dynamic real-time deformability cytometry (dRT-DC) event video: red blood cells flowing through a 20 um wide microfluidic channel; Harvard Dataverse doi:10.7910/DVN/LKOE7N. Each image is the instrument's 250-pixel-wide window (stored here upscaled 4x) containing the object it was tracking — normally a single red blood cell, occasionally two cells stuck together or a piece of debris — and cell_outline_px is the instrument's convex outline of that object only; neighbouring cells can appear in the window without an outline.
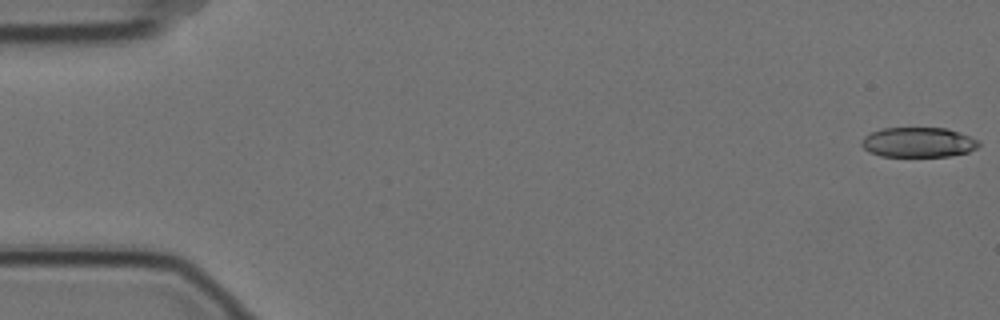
{"species": "Egyptian fruit bat (a non-hibernating species)", "species_latin": "Rousettus aegyptiacus", "temperature_condition": "cold", "stored_images_in_passage": 6, "camera_frame_rate_fps": 3000, "um_per_image_px": 0.085, "animal": {"sex": "female"}, "frame": {"image": 1, "passage_image": 1, "time_ms": 0.0, "image_size_px": [1000, 320], "cell_outline_px": [[980, 144], [976, 148], [968, 152], [948, 156], [880, 156], [868, 152], [860, 144], [864, 136], [872, 132], [884, 128], [948, 128], [960, 132], [980, 140]], "centroid_in_image_um": [78.07, 12.09], "position_along_channel_um": 6.9, "area_um2": 20.52}}
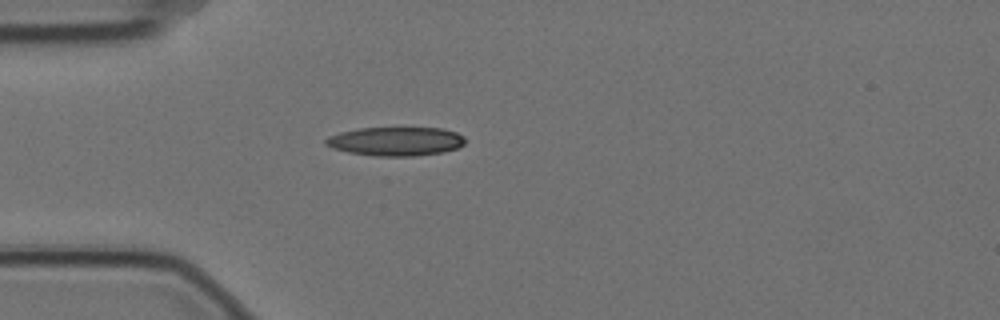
{"frame": {"image": 2, "passage_image": 5, "time_ms": 1.333, "image_size_px": [1000, 320], "cell_outline_px": [[464, 144], [456, 148], [444, 152], [412, 156], [376, 156], [348, 152], [332, 148], [324, 144], [324, 140], [328, 136], [340, 132], [356, 128], [444, 128], [456, 132], [464, 136]], "centroid_in_image_um": [33.62, 12.01], "position_along_channel_um": 51.4, "area_um2": 23.52}}